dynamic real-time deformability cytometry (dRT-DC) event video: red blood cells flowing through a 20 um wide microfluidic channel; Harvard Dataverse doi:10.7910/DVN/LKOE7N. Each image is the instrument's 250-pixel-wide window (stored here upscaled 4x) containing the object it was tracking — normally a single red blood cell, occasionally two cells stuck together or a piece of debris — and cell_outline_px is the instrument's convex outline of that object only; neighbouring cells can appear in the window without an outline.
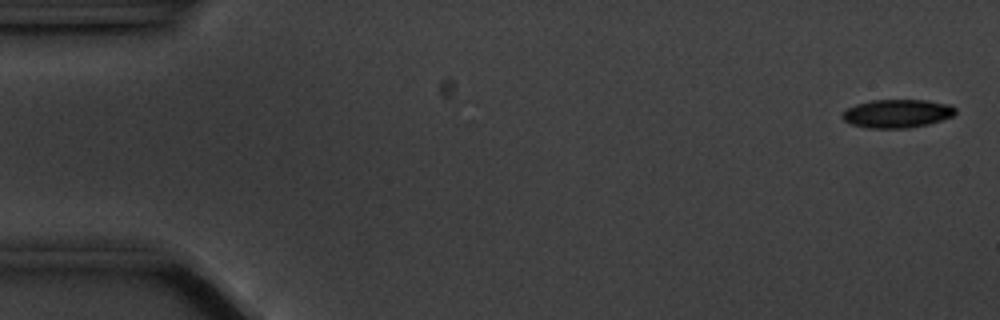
{"species": "common noctule bat (a hibernating species)", "species_latin": "Nyctalus noctula", "temperature_condition": "cold", "stored_images_in_passage": 57, "camera_frame_rate_fps": 3000, "um_per_image_px": 0.085, "animal": {"sex": "male", "body_mass_g": 20.1, "forearm_length_mm": 53.5}, "frame": {"image": 1, "passage_image": 2, "time_ms": 0.333, "image_size_px": [1000, 320], "cell_outline_px": [[956, 112], [952, 116], [928, 124], [908, 128], [864, 128], [852, 124], [844, 120], [840, 116], [848, 108], [856, 104], [872, 100], [928, 100], [952, 104], [956, 108]], "centroid_in_image_um": [76.27, 9.64], "position_along_channel_um": 8.7, "area_um2": 18.79}}
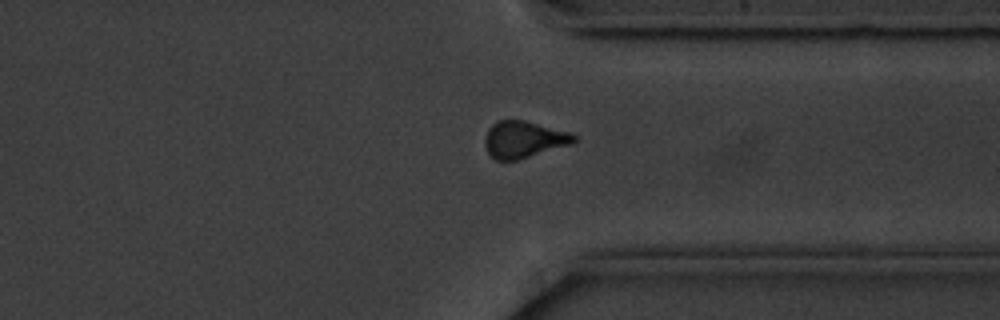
{"frame": {"image": 2, "passage_image": 43, "time_ms": 14.0, "image_size_px": [1000, 320], "cell_outline_px": [[576, 140], [572, 144], [516, 160], [496, 160], [488, 152], [484, 144], [484, 140], [488, 128], [492, 124], [500, 120], [524, 120], [572, 132], [576, 136]], "centroid_in_image_um": [44.53, 11.84], "position_along_channel_um": 366.9, "area_um2": 19.07}}
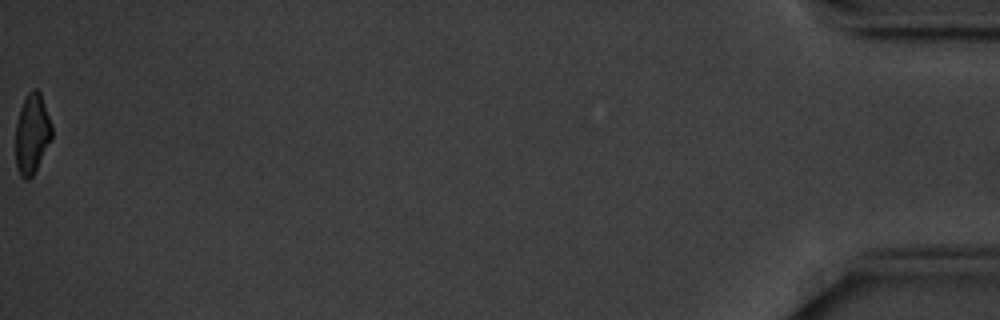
{"frame": {"image": 3, "passage_image": 57, "time_ms": 18.667, "image_size_px": [1000, 320], "cell_outline_px": [[52, 140], [32, 176], [28, 180], [24, 180], [20, 176], [16, 168], [16, 124], [20, 108], [28, 92], [32, 88], [36, 88], [40, 92], [52, 124]], "centroid_in_image_um": [2.73, 11.38], "position_along_channel_um": 432.5, "area_um2": 17.05}, "authors_computed_cell_mechanics": {"area_um2": 19.1896, "velocity_mm_per_s": 3.5387, "shape_relaxation_time_tau1_ms": 2.9607, "shape_relaxation_time_tau2_ms": 5.8953, "deformation_change_tau1": 0.1155, "deformation_change_tau2": 0.118}}